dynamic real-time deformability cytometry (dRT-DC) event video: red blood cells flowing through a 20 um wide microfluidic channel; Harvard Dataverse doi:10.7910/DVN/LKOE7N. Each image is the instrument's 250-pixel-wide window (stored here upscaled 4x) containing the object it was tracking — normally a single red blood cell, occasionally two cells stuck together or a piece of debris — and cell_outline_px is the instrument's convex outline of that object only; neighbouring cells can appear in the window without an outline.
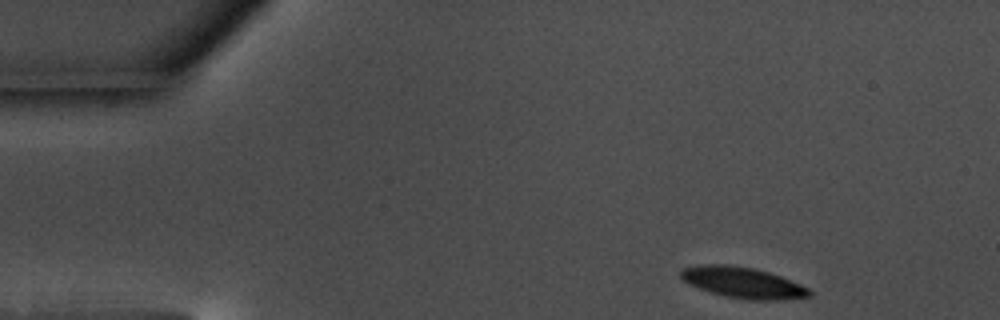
{"species": "common noctule bat (a hibernating species)", "species_latin": "Nyctalus noctula", "temperature_condition": "warm", "stored_images_in_passage": 44, "camera_frame_rate_fps": 3000, "um_per_image_px": 0.085, "animal": {"sex": "male", "body_mass_g": 17.5, "forearm_length_mm": 52.3}, "frame": {"image": 1, "passage_image": 1, "time_ms": 0.0, "image_size_px": [1000, 320], "cell_outline_px": [[812, 296], [784, 300], [748, 300], [724, 296], [700, 288], [684, 280], [680, 276], [680, 272], [684, 268], [704, 264], [728, 264], [756, 268], [780, 276], [800, 284], [808, 288], [812, 292]], "centroid_in_image_um": [63.2, 24.02], "position_along_channel_um": 21.8, "area_um2": 23.12}}
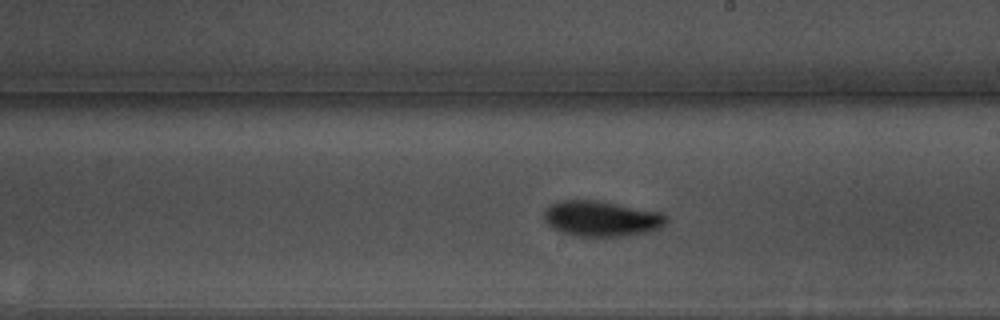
{"frame": {"image": 2, "passage_image": 27, "time_ms": 8.667, "image_size_px": [1000, 320], "cell_outline_px": [[668, 220], [660, 228], [648, 232], [628, 236], [576, 236], [564, 232], [548, 224], [544, 220], [544, 212], [552, 204], [564, 200], [596, 200], [660, 212], [668, 216]], "centroid_in_image_um": [51.17, 18.59], "position_along_channel_um": 237.8, "area_um2": 25.03}}
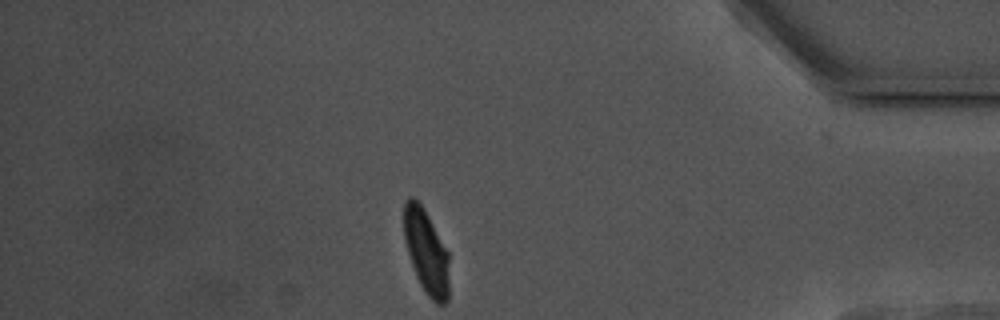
{"frame": {"image": 3, "passage_image": 44, "time_ms": 14.333, "image_size_px": [1000, 320], "cell_outline_px": [[448, 300], [444, 304], [436, 304], [428, 296], [420, 284], [416, 276], [404, 240], [404, 200], [408, 196], [412, 196], [424, 208], [448, 252]], "centroid_in_image_um": [36.22, 21.38], "position_along_channel_um": 399.0, "area_um2": 22.08}, "authors_computed_cell_mechanics": {"area_um2": 23.5824, "velocity_mm_per_s": 3.4828, "shape_relaxation_time_tau1_ms": 3.5613, "shape_relaxation_time_tau2_ms": 6.4172, "deformation_change_tau1": 0.1391, "deformation_change_tau2": 0.0984}}